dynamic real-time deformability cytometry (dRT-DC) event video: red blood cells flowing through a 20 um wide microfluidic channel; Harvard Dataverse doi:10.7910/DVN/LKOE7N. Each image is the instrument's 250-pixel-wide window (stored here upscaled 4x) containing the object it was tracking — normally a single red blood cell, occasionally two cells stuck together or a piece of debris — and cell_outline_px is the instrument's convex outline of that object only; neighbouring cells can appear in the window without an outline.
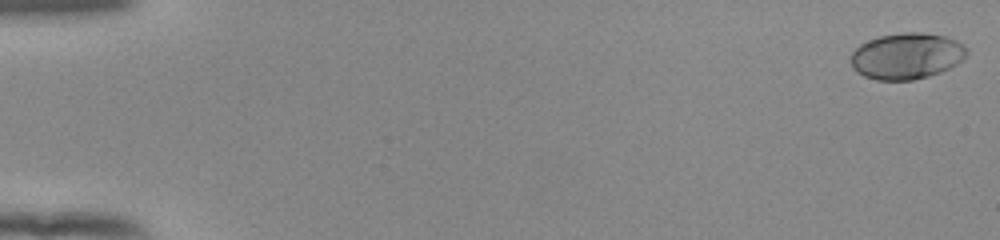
{"species": "human", "species_latin": "Homo sapiens", "temperature_condition": "room temperature", "stored_images_in_passage": 54, "camera_frame_rate_fps": 3000, "um_per_image_px": 0.085, "donor": {"sex": "female"}, "frame": {"image": 1, "passage_image": 1, "time_ms": 0.0, "image_size_px": [1000, 240], "cell_outline_px": [[968, 52], [956, 64], [940, 72], [928, 76], [912, 80], [876, 80], [864, 76], [856, 72], [852, 68], [852, 52], [860, 44], [868, 40], [880, 36], [904, 32], [924, 32], [944, 36], [956, 40], [964, 44], [968, 48]], "centroid_in_image_um": [77.06, 4.75], "position_along_channel_um": 7.9, "area_um2": 31.21}}
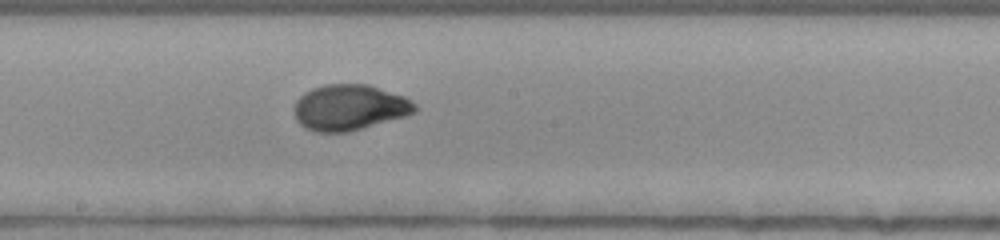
{"frame": {"image": 2, "passage_image": 31, "time_ms": 10.0, "image_size_px": [1000, 240], "cell_outline_px": [[416, 112], [404, 116], [348, 132], [316, 132], [300, 124], [296, 120], [292, 108], [296, 100], [304, 92], [312, 88], [324, 84], [368, 84], [404, 96], [416, 104]], "centroid_in_image_um": [29.66, 9.12], "position_along_channel_um": 218.5, "area_um2": 32.19}}
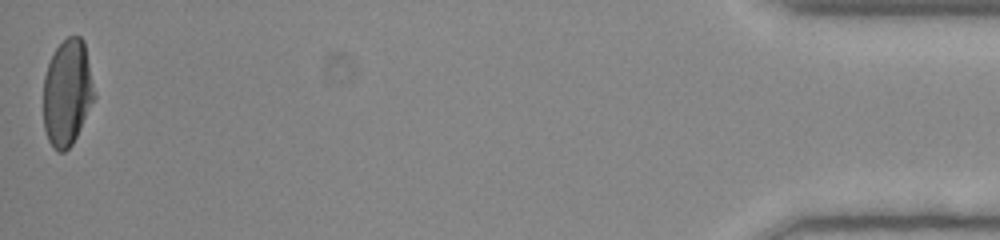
{"frame": {"image": 3, "passage_image": 54, "time_ms": 17.667, "image_size_px": [1000, 240], "cell_outline_px": [[96, 96], [72, 144], [64, 152], [56, 152], [52, 148], [48, 140], [44, 128], [44, 76], [48, 64], [56, 48], [68, 36], [80, 36], [84, 40]], "centroid_in_image_um": [5.72, 7.89], "position_along_channel_um": 429.5, "area_um2": 31.5}, "authors_computed_cell_mechanics": {"area_um2": 31.2987, "velocity_mm_per_s": 3.8875, "shape_relaxation_time_tau1_ms": 4.0758, "shape_relaxation_time_tau2_ms": null, "deformation_change_tau1": 0.1836, "deformation_change_tau2": null}}